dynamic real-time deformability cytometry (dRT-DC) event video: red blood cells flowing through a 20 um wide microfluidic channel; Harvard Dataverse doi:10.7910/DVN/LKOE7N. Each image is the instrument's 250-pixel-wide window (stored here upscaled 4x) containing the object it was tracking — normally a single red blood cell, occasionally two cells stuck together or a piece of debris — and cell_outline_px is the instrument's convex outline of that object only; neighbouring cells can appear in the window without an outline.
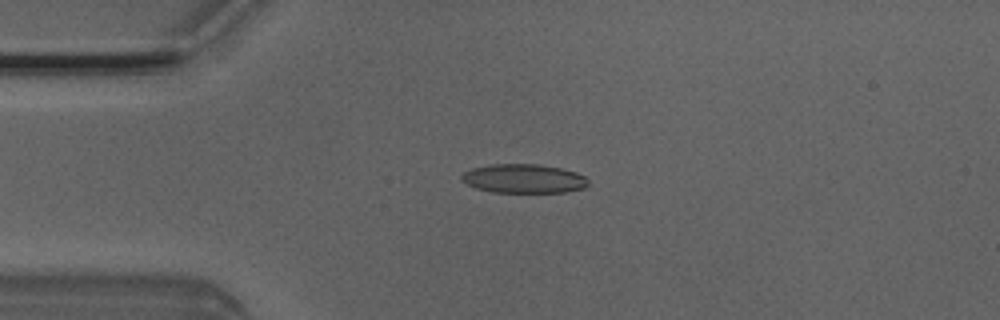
{"species": "Egyptian fruit bat (a non-hibernating species)", "species_latin": "Rousettus aegyptiacus", "temperature_condition": "room temperature", "stored_images_in_passage": 6, "camera_frame_rate_fps": 3000, "um_per_image_px": 0.085, "animal": {"sex": "male"}, "frame": {"image": 1, "passage_image": 4, "time_ms": 1.0, "image_size_px": [1000, 320], "cell_outline_px": [[588, 184], [584, 188], [564, 192], [492, 192], [476, 188], [460, 180], [460, 176], [464, 172], [472, 168], [492, 164], [536, 164], [560, 168], [576, 172], [584, 176], [588, 180]], "centroid_in_image_um": [44.5, 15.18], "position_along_channel_um": 40.5, "area_um2": 21.33}}